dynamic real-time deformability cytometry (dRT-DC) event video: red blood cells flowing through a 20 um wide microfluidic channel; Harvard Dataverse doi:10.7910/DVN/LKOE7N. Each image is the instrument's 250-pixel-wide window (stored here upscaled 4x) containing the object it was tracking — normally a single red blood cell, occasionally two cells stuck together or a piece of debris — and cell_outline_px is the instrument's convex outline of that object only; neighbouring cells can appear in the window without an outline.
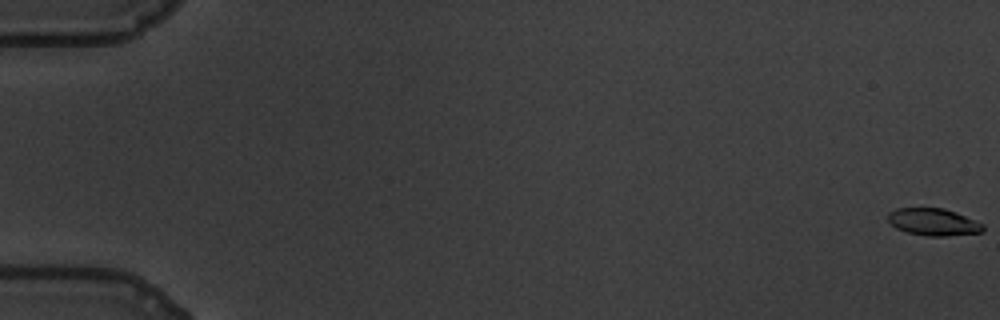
{"species": "common noctule bat (a hibernating species)", "species_latin": "Nyctalus noctula", "temperature_condition": "warm", "stored_images_in_passage": 12, "camera_frame_rate_fps": 3000, "um_per_image_px": 0.085, "animal": {"sex": "male", "body_mass_g": 19.5, "forearm_length_mm": 54.6}, "frame": {"image": 1, "passage_image": 1, "time_ms": 0.0, "image_size_px": [1000, 320], "cell_outline_px": [[984, 232], [944, 236], [924, 236], [908, 232], [896, 228], [888, 220], [888, 212], [896, 208], [944, 208], [956, 212], [984, 224]], "centroid_in_image_um": [79.35, 18.87], "position_along_channel_um": 5.7, "area_um2": 15.09}}